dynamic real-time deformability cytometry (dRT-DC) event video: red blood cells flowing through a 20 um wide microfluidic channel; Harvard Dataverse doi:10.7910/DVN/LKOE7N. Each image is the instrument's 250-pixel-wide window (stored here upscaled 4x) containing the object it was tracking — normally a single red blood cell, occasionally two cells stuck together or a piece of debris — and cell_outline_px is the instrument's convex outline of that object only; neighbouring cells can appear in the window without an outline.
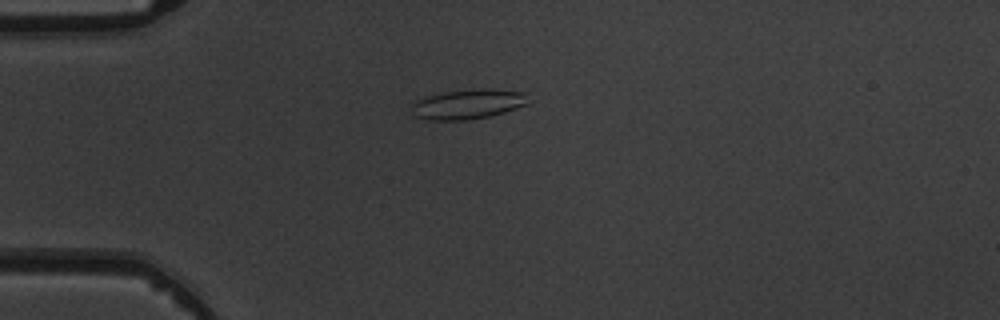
{"species": "common noctule bat (a hibernating species)", "species_latin": "Nyctalus noctula", "temperature_condition": "warm", "stored_images_in_passage": 5, "camera_frame_rate_fps": 3000, "um_per_image_px": 0.085, "animal": {"sex": "male", "body_mass_g": 19.5, "forearm_length_mm": 54.6}, "frame": {"image": 1, "passage_image": 4, "time_ms": 3.333, "image_size_px": [1000, 320], "cell_outline_px": [[528, 104], [504, 112], [488, 116], [468, 120], [428, 120], [412, 116], [408, 104], [424, 96], [440, 92], [472, 88], [492, 88], [528, 92]], "centroid_in_image_um": [39.72, 8.83], "position_along_channel_um": 45.3, "area_um2": 21.1}}